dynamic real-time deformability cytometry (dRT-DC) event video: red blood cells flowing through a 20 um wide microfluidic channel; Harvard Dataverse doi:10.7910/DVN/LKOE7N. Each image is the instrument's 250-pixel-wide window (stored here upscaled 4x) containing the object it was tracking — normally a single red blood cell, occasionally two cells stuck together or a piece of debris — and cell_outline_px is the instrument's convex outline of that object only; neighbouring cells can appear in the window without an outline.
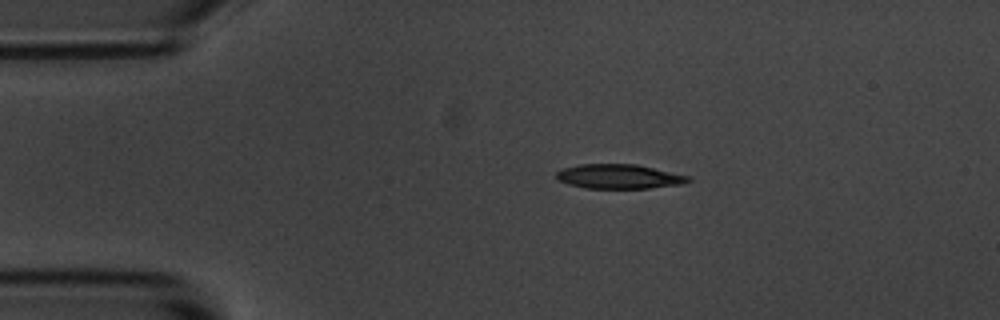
{"species": "common noctule bat (a hibernating species)", "species_latin": "Nyctalus noctula", "temperature_condition": "room temperature", "stored_images_in_passage": 45, "camera_frame_rate_fps": 3000, "um_per_image_px": 0.085, "animal": {"sex": "male", "body_mass_g": 20.1, "forearm_length_mm": 53.5}, "frame": {"image": 1, "passage_image": 1, "time_ms": 0.0, "image_size_px": [1000, 320], "cell_outline_px": [[692, 180], [684, 184], [648, 188], [584, 188], [568, 184], [556, 180], [556, 172], [560, 168], [580, 164], [636, 164], [688, 176]], "centroid_in_image_um": [52.56, 15.0], "position_along_channel_um": 32.4, "area_um2": 18.84}}
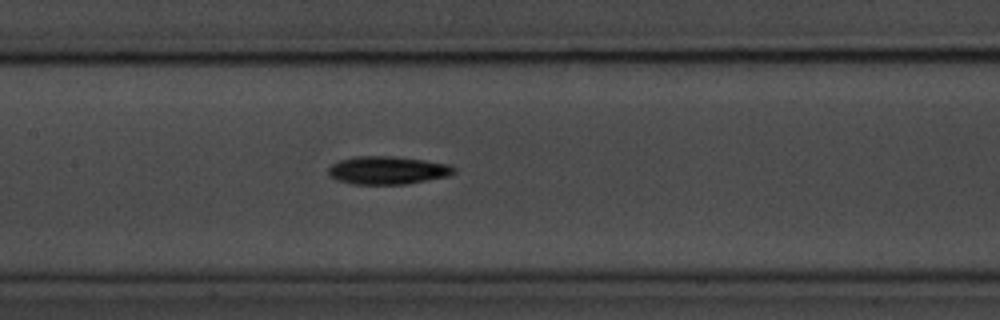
{"frame": {"image": 2, "passage_image": 16, "time_ms": 5.0, "image_size_px": [1000, 320], "cell_outline_px": [[456, 172], [448, 176], [404, 184], [352, 184], [336, 180], [328, 176], [328, 168], [332, 164], [340, 160], [356, 156], [392, 156], [424, 160], [448, 164], [456, 168]], "centroid_in_image_um": [32.91, 14.47], "position_along_channel_um": 174.5, "area_um2": 20.52}}
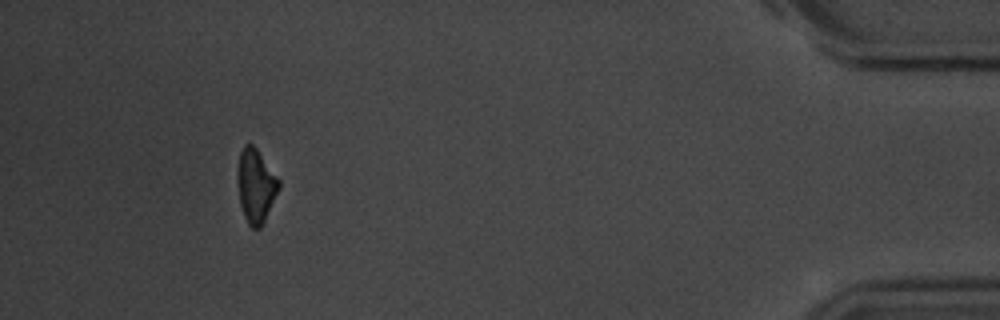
{"frame": {"image": 3, "passage_image": 41, "time_ms": 13.333, "image_size_px": [1000, 320], "cell_outline_px": [[280, 188], [260, 228], [252, 228], [248, 224], [244, 216], [240, 204], [236, 180], [236, 172], [240, 152], [244, 144], [252, 144], [256, 148], [280, 180]], "centroid_in_image_um": [21.72, 15.77], "position_along_channel_um": 413.5, "area_um2": 17.8}, "authors_computed_cell_mechanics": {"area_um2": 19.2474, "velocity_mm_per_s": 3.6456, "shape_relaxation_time_tau1_ms": 2.5518, "shape_relaxation_time_tau2_ms": null, "deformation_change_tau1": 0.1135, "deformation_change_tau2": null}}